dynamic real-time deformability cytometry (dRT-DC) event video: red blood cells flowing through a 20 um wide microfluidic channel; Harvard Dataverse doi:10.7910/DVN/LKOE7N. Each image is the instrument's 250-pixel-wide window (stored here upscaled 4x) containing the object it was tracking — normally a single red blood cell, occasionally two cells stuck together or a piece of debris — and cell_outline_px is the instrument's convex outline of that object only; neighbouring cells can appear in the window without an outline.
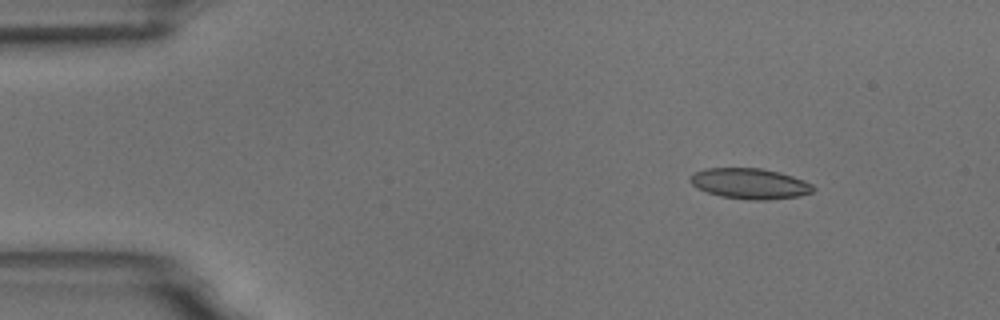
{"species": "common noctule bat (a hibernating species)", "species_latin": "Nyctalus noctula", "temperature_condition": "room temperature", "stored_images_in_passage": 8, "camera_frame_rate_fps": 3000, "um_per_image_px": 0.085, "animal": {"sex": "male", "body_mass_g": 18.8}, "frame": {"image": 1, "passage_image": 1, "time_ms": 0.0, "image_size_px": [1000, 320], "cell_outline_px": [[816, 188], [812, 192], [800, 196], [764, 200], [752, 200], [720, 196], [696, 188], [688, 180], [688, 176], [692, 172], [704, 168], [760, 168], [780, 172], [804, 180], [812, 184]], "centroid_in_image_um": [63.7, 15.6], "position_along_channel_um": 21.3, "area_um2": 22.14}}
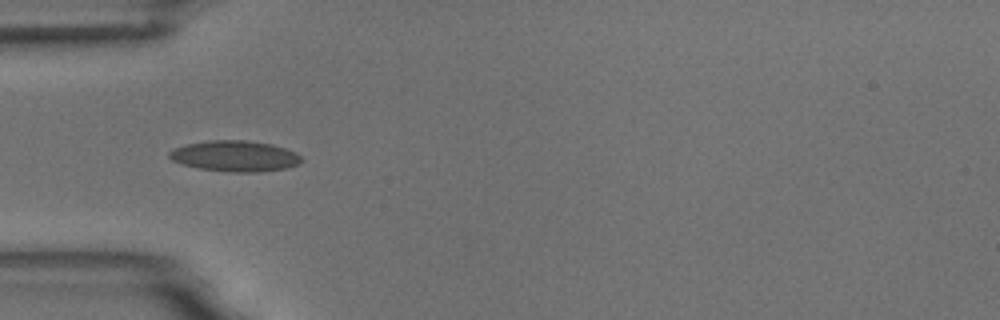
{"frame": {"image": 2, "passage_image": 4, "time_ms": 3.333, "image_size_px": [1000, 320], "cell_outline_px": [[304, 160], [300, 164], [284, 168], [260, 172], [232, 172], [200, 168], [184, 164], [172, 160], [168, 156], [168, 152], [172, 148], [184, 144], [208, 140], [248, 140], [272, 144], [296, 152]], "centroid_in_image_um": [19.97, 13.25], "position_along_channel_um": 65.0, "area_um2": 23.87}}